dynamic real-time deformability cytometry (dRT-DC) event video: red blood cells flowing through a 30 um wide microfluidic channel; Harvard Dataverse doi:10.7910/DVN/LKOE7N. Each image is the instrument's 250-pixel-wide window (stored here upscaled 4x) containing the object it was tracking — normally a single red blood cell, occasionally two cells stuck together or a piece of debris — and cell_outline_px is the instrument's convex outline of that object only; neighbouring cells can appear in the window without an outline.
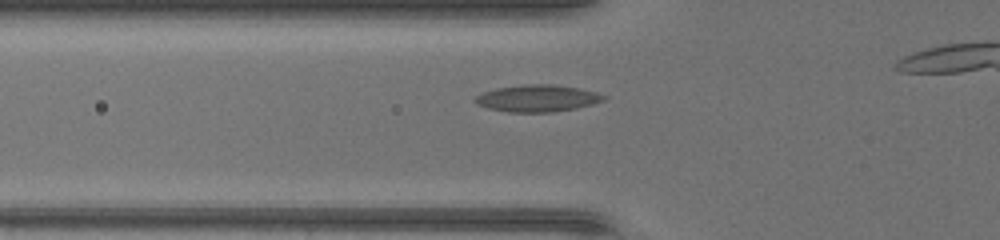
{"species": "common noctule bat (a hibernating species)", "species_latin": "Nyctalus noctula", "temperature_condition": "warm", "stored_images_in_passage": 29, "camera_frame_rate_fps": 3000, "um_per_image_px": 0.085, "animal": {"sex": "female", "body_mass_g": 17.0, "forearm_length_mm": 48.0}, "frame": {"image": 1, "passage_image": 5, "time_ms": 1.333, "image_size_px": [1000, 240], "cell_outline_px": [[608, 96], [604, 100], [592, 104], [576, 108], [552, 112], [508, 112], [488, 108], [476, 104], [472, 100], [476, 96], [484, 92], [496, 88], [524, 84], [552, 84], [576, 88], [596, 92]], "centroid_in_image_um": [45.65, 8.36], "position_along_channel_um": 80.1, "area_um2": 20.11}}
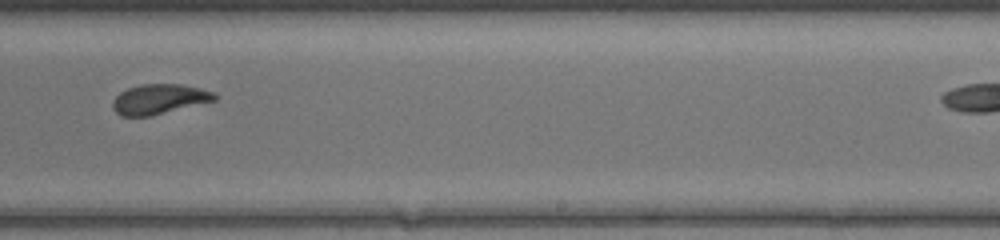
{"frame": {"image": 2, "passage_image": 18, "time_ms": 5.667, "image_size_px": [1000, 240], "cell_outline_px": [[216, 100], [148, 116], [120, 116], [112, 108], [112, 104], [116, 96], [120, 92], [128, 88], [140, 84], [180, 84], [200, 88], [212, 92], [216, 96]], "centroid_in_image_um": [13.49, 8.42], "position_along_channel_um": 275.5, "area_um2": 17.51}}
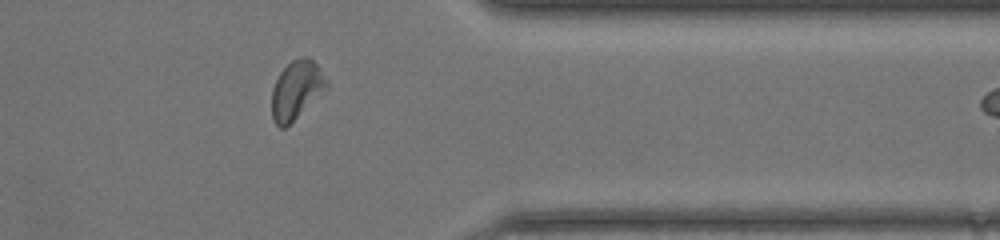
{"frame": {"image": 3, "passage_image": 26, "time_ms": 8.333, "image_size_px": [1000, 240], "cell_outline_px": [[328, 88], [284, 128], [280, 128], [272, 120], [272, 88], [280, 72], [292, 60], [300, 56], [308, 56], [316, 64], [328, 80]], "centroid_in_image_um": [25.2, 7.62], "position_along_channel_um": 386.2, "area_um2": 18.55}}